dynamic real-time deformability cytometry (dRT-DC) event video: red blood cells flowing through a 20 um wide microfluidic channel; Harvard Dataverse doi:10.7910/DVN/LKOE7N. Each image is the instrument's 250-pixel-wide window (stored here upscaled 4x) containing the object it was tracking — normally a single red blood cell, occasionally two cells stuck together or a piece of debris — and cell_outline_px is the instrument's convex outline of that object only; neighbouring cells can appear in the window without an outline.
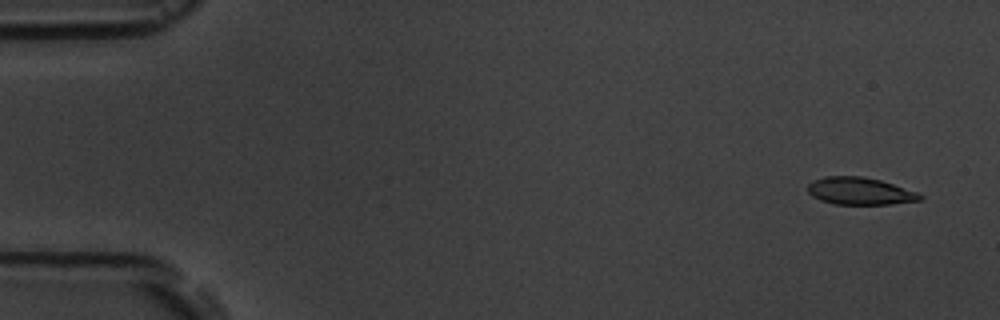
{"species": "common noctule bat (a hibernating species)", "species_latin": "Nyctalus noctula", "temperature_condition": "room temperature", "stored_images_in_passage": 15, "camera_frame_rate_fps": 3000, "um_per_image_px": 0.085, "animal": {"sex": "male", "body_mass_g": 19.5, "forearm_length_mm": 54.6}, "frame": {"image": 1, "passage_image": 1, "time_ms": 0.0, "image_size_px": [1000, 320], "cell_outline_px": [[924, 196], [920, 200], [892, 204], [832, 204], [820, 200], [812, 196], [808, 192], [808, 184], [812, 180], [824, 176], [860, 176], [880, 180], [916, 192]], "centroid_in_image_um": [73.04, 16.24], "position_along_channel_um": 12.0, "area_um2": 17.8}}
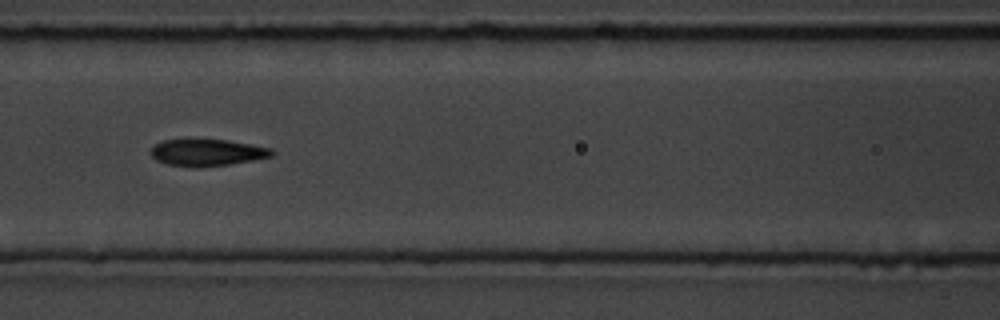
{"frame": {"image": 2, "passage_image": 7, "time_ms": 7.0, "image_size_px": [1000, 320], "cell_outline_px": [[276, 152], [272, 156], [252, 160], [228, 164], [196, 168], [192, 168], [164, 164], [156, 160], [148, 152], [156, 144], [164, 140], [228, 140], [252, 144], [272, 148]], "centroid_in_image_um": [17.6, 12.98], "position_along_channel_um": 149.0, "area_um2": 19.02}}
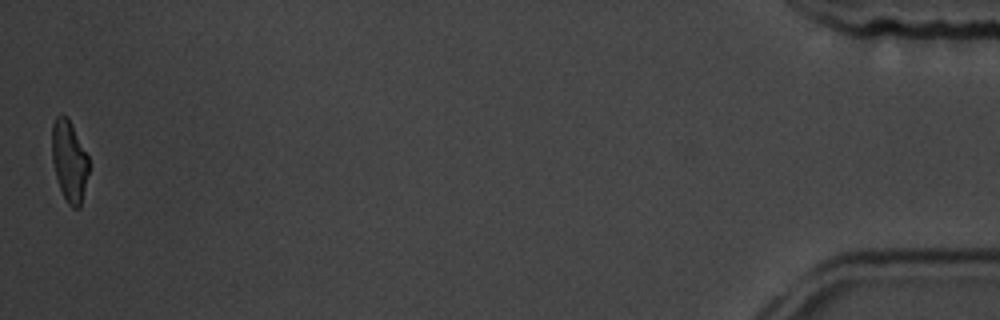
{"frame": {"image": 3, "passage_image": 15, "time_ms": 17.0, "image_size_px": [1000, 320], "cell_outline_px": [[88, 172], [80, 208], [72, 208], [68, 204], [60, 188], [56, 176], [52, 160], [52, 124], [56, 116], [60, 112], [68, 120], [88, 156]], "centroid_in_image_um": [5.87, 13.7], "position_along_channel_um": 429.3, "area_um2": 16.99}, "authors_computed_cell_mechanics": {"area_um2": 18.9006, "velocity_mm_per_s": 3.7687, "shape_relaxation_time_tau1_ms": 3.8847, "shape_relaxation_time_tau2_ms": 1.6395, "deformation_change_tau1": 0.1548, "deformation_change_tau2": 0.0747}}